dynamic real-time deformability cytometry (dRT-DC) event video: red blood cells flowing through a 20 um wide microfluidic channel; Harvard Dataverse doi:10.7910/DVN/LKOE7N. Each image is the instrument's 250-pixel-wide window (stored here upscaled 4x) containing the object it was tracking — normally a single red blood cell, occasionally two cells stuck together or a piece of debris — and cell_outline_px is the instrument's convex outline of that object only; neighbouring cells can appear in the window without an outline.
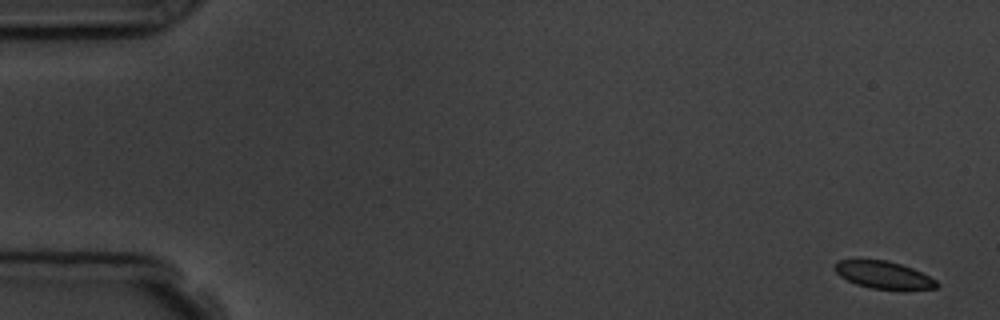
{"species": "common noctule bat (a hibernating species)", "species_latin": "Nyctalus noctula", "temperature_condition": "room temperature", "stored_images_in_passage": 16, "camera_frame_rate_fps": 3000, "um_per_image_px": 0.085, "animal": {"sex": "male", "body_mass_g": 19.5, "forearm_length_mm": 54.6}, "frame": {"image": 1, "passage_image": 1, "time_ms": 0.0, "image_size_px": [1000, 320], "cell_outline_px": [[940, 284], [936, 288], [872, 288], [856, 284], [840, 276], [836, 272], [836, 264], [840, 260], [860, 256], [888, 260], [912, 268], [936, 280]], "centroid_in_image_um": [75.02, 23.29], "position_along_channel_um": 10.0, "area_um2": 16.3}}
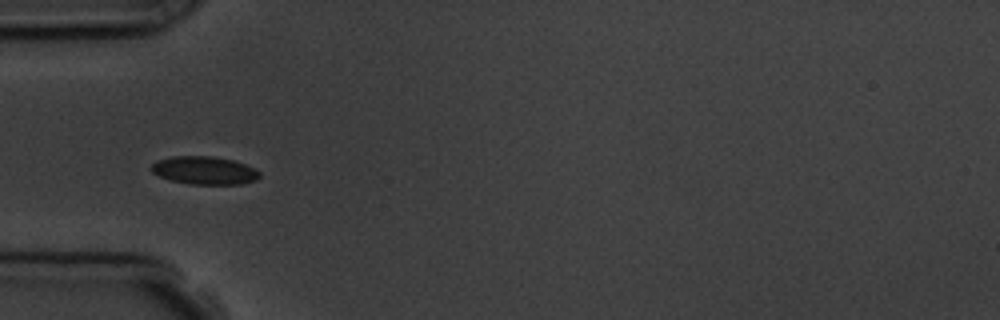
{"frame": {"image": 2, "passage_image": 5, "time_ms": 5.333, "image_size_px": [1000, 320], "cell_outline_px": [[260, 176], [256, 180], [240, 184], [192, 184], [172, 180], [160, 176], [152, 172], [148, 168], [156, 160], [172, 156], [212, 156], [232, 160], [244, 164], [260, 172]], "centroid_in_image_um": [17.34, 14.48], "position_along_channel_um": 67.7, "area_um2": 17.57}}
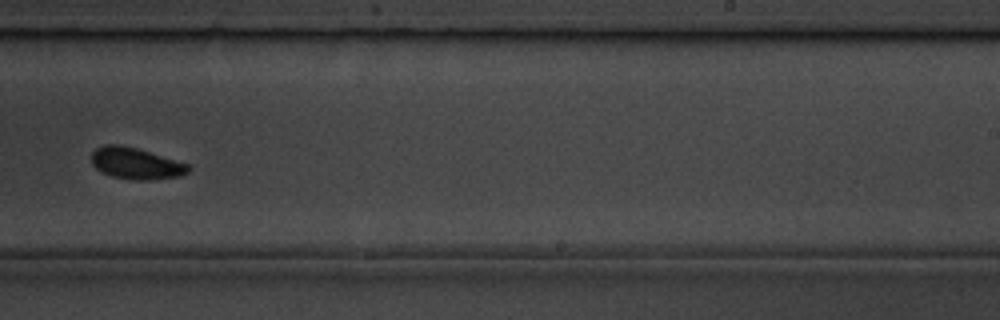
{"frame": {"image": 3, "passage_image": 10, "time_ms": 11.0, "image_size_px": [1000, 320], "cell_outline_px": [[192, 168], [188, 172], [180, 176], [152, 180], [132, 180], [112, 176], [100, 172], [92, 164], [92, 152], [96, 148], [104, 144], [120, 144], [136, 148], [192, 164]], "centroid_in_image_um": [11.58, 13.89], "position_along_channel_um": 277.4, "area_um2": 18.09}, "authors_computed_cell_mechanics": {"area_um2": 17.629, "velocity_mm_per_s": 3.713, "shape_relaxation_time_tau1_ms": 1.6499, "shape_relaxation_time_tau2_ms": null, "deformation_change_tau1": 0.0486, "deformation_change_tau2": null}}